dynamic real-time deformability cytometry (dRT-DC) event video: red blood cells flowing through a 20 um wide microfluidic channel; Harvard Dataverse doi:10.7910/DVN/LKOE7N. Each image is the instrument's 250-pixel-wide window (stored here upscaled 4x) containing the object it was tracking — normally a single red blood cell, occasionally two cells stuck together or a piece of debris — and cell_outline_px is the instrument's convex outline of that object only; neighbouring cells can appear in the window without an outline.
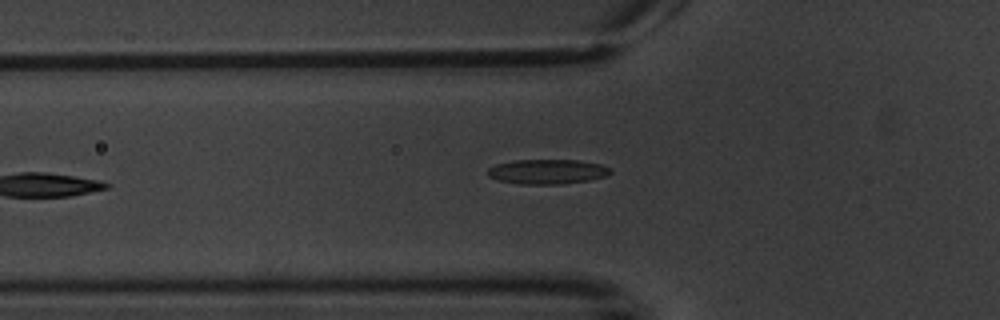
{"species": "common noctule bat (a hibernating species)", "species_latin": "Nyctalus noctula", "temperature_condition": "warm", "stored_images_in_passage": 5, "camera_frame_rate_fps": 3000, "um_per_image_px": 0.085, "animal": {"sex": "male", "body_mass_g": 20.1, "forearm_length_mm": 53.5}, "frame": {"image": 1, "passage_image": 5, "time_ms": 5.0, "image_size_px": [1000, 320], "cell_outline_px": [[612, 172], [604, 176], [588, 180], [560, 184], [520, 184], [500, 180], [488, 176], [488, 168], [496, 164], [516, 160], [576, 160], [600, 164], [612, 168]], "centroid_in_image_um": [46.53, 14.58], "position_along_channel_um": 79.3, "area_um2": 17.51}}